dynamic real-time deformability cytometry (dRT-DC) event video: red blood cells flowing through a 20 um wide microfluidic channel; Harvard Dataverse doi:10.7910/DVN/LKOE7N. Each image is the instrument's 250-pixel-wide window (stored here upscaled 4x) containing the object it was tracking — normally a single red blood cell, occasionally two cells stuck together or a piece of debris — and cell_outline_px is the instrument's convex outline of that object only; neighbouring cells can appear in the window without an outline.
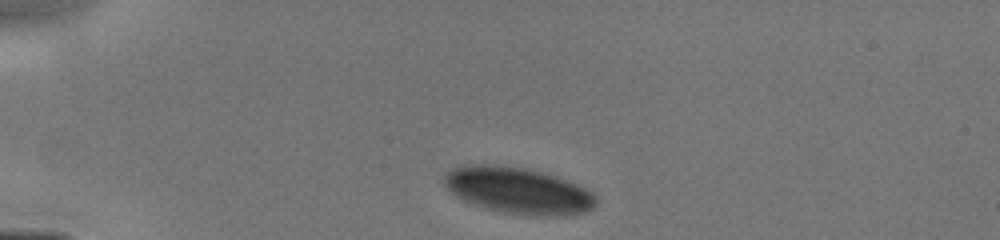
{"species": "human", "species_latin": "Homo sapiens", "temperature_condition": "cold", "stored_images_in_passage": 36, "camera_frame_rate_fps": 3000, "um_per_image_px": 0.085, "donor": {"sex": "male"}, "frame": {"image": 1, "passage_image": 1, "time_ms": 0.0, "image_size_px": [1000, 240], "cell_outline_px": [[596, 204], [592, 208], [584, 212], [572, 216], [532, 216], [504, 212], [488, 208], [464, 200], [456, 196], [444, 184], [444, 176], [452, 168], [464, 164], [504, 164], [524, 168], [556, 176], [576, 184], [592, 192], [596, 196]], "centroid_in_image_um": [44.06, 16.19], "position_along_channel_um": 40.9, "area_um2": 41.1}}
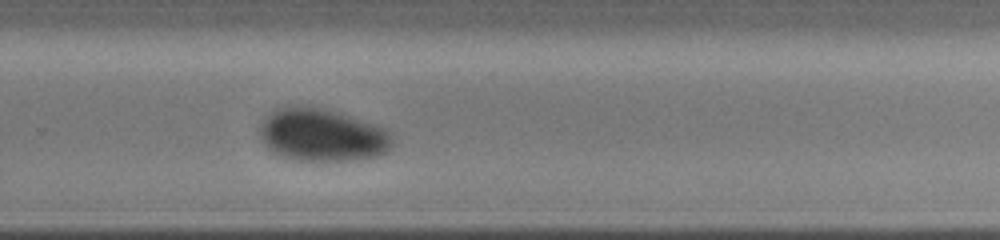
{"frame": {"image": 2, "passage_image": 15, "time_ms": 7.0, "image_size_px": [1000, 240], "cell_outline_px": [[392, 148], [388, 152], [380, 156], [348, 160], [300, 160], [284, 156], [272, 152], [260, 140], [260, 124], [272, 108], [292, 104], [308, 104], [340, 112], [388, 128], [392, 136]], "centroid_in_image_um": [27.38, 11.42], "position_along_channel_um": 302.4, "area_um2": 41.73}}
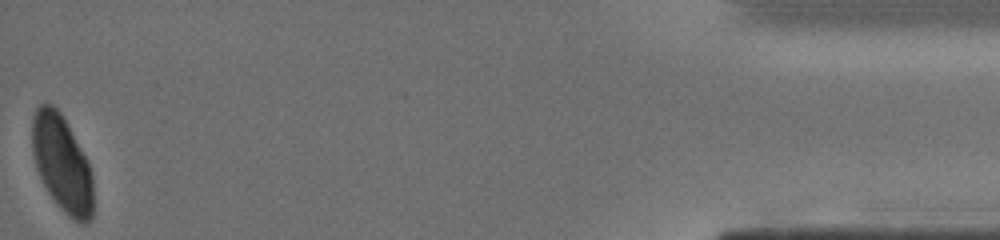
{"frame": {"image": 3, "passage_image": 36, "time_ms": 11.667, "image_size_px": [1000, 240], "cell_outline_px": [[92, 216], [88, 224], [80, 224], [68, 216], [60, 208], [48, 192], [36, 168], [32, 152], [32, 116], [36, 108], [44, 100], [52, 104], [60, 112], [88, 160], [92, 176]], "centroid_in_image_um": [5.26, 13.89], "position_along_channel_um": 429.9, "area_um2": 34.45}}